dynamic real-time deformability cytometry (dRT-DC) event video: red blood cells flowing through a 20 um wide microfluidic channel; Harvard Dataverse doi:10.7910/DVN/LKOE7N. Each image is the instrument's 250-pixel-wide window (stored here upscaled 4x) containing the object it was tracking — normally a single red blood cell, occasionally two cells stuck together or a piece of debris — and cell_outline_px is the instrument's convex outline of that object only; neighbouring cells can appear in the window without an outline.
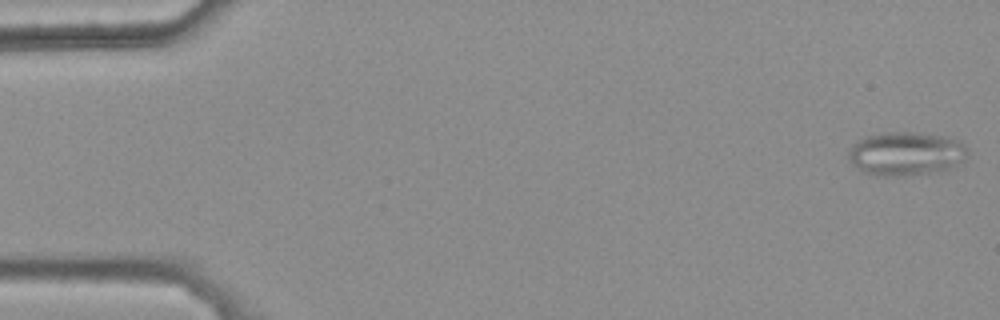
{"species": "common noctule bat (a hibernating species)", "species_latin": "Nyctalus noctula", "temperature_condition": "warm", "stored_images_in_passage": 47, "camera_frame_rate_fps": 3000, "um_per_image_px": 0.085, "animal": {"sex": "female", "body_mass_g": 25.1}, "frame": {"image": 1, "passage_image": 1, "time_ms": 0.0, "image_size_px": [1000, 320], "cell_outline_px": [[968, 156], [964, 160], [948, 168], [928, 172], [904, 176], [880, 176], [864, 172], [852, 164], [848, 156], [848, 148], [856, 140], [864, 136], [884, 132], [912, 132], [948, 136], [960, 140], [968, 148]], "centroid_in_image_um": [76.99, 13.03], "position_along_channel_um": 8.0, "area_um2": 30.58}}
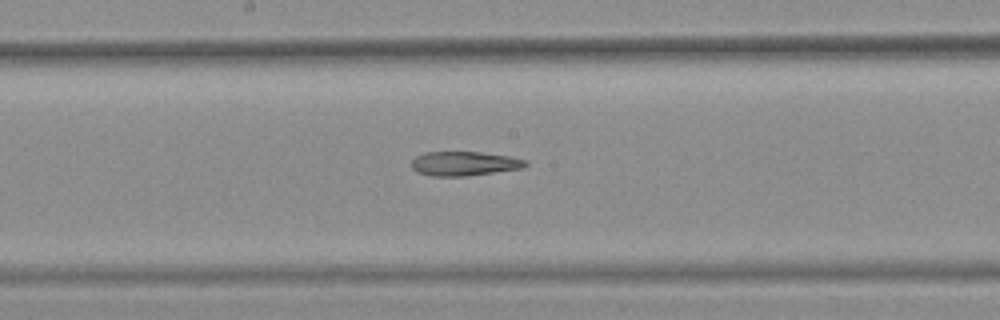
{"frame": {"image": 2, "passage_image": 28, "time_ms": 9.0, "image_size_px": [1000, 320], "cell_outline_px": [[528, 164], [524, 168], [464, 176], [432, 176], [416, 172], [412, 168], [412, 160], [416, 156], [424, 152], [480, 152], [508, 156], [528, 160]], "centroid_in_image_um": [39.46, 13.9], "position_along_channel_um": 208.7, "area_um2": 16.13}}
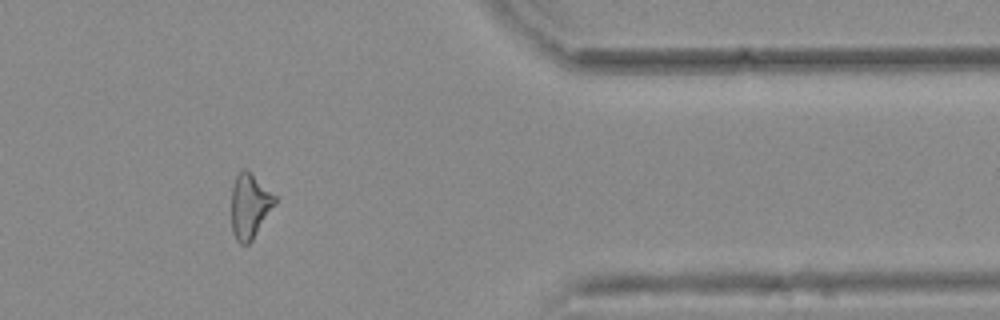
{"frame": {"image": 3, "passage_image": 44, "time_ms": 14.333, "image_size_px": [1000, 320], "cell_outline_px": [[276, 204], [252, 240], [248, 244], [240, 244], [236, 240], [232, 232], [232, 188], [236, 176], [240, 168], [244, 168], [276, 196]], "centroid_in_image_um": [21.22, 17.53], "position_along_channel_um": 390.2, "area_um2": 16.24}, "authors_computed_cell_mechanics": {"area_um2": 17.1666, "velocity_mm_per_s": 3.8035, "shape_relaxation_time_tau1_ms": null, "shape_relaxation_time_tau2_ms": 6.9246, "deformation_change_tau1": null, "deformation_change_tau2": 0.1977}}